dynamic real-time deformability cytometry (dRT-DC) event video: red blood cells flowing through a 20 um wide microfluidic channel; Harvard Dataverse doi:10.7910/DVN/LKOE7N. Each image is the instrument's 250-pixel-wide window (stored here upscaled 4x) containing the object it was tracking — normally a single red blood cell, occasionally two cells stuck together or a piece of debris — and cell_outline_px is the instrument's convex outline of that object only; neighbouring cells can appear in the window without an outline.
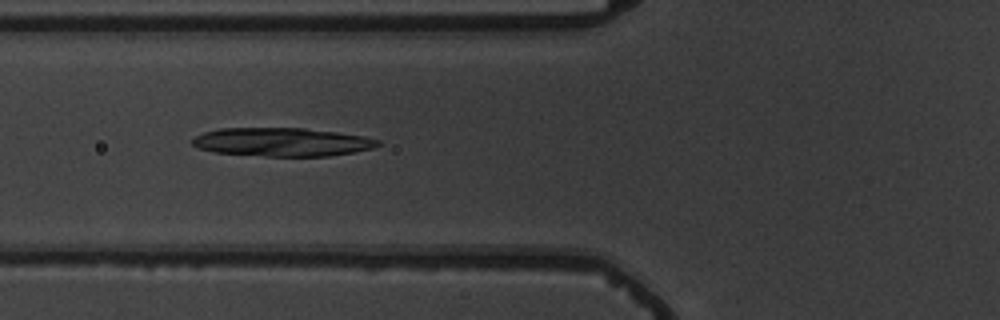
{"species": "common noctule bat (a hibernating species)", "species_latin": "Nyctalus noctula", "temperature_condition": "warm", "stored_images_in_passage": 9, "camera_frame_rate_fps": 3000, "um_per_image_px": 0.085, "animal": {"sex": "male", "body_mass_g": 19.5, "forearm_length_mm": 54.6}, "frame": {"image": 1, "passage_image": 7, "time_ms": 7.0, "image_size_px": [1000, 320], "cell_outline_px": [[380, 144], [372, 148], [352, 152], [328, 156], [264, 156], [212, 152], [200, 148], [192, 144], [192, 140], [196, 136], [204, 132], [220, 128], [304, 128], [336, 132], [364, 136], [380, 140]], "centroid_in_image_um": [23.96, 12.07], "position_along_channel_um": 101.8, "area_um2": 30.69}}
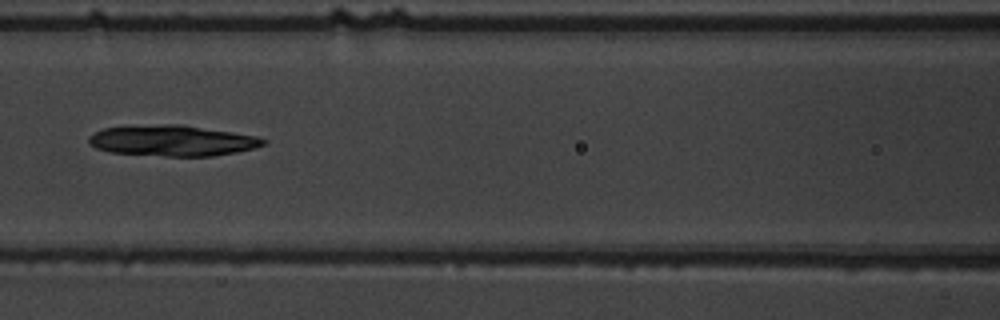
{"frame": {"image": 2, "passage_image": 8, "time_ms": 8.333, "image_size_px": [1000, 320], "cell_outline_px": [[268, 144], [256, 148], [236, 152], [212, 156], [164, 156], [108, 152], [96, 148], [88, 144], [88, 136], [104, 128], [164, 124], [180, 124], [232, 132], [256, 136], [268, 140]], "centroid_in_image_um": [14.67, 11.96], "position_along_channel_um": 151.9, "area_um2": 31.39}}
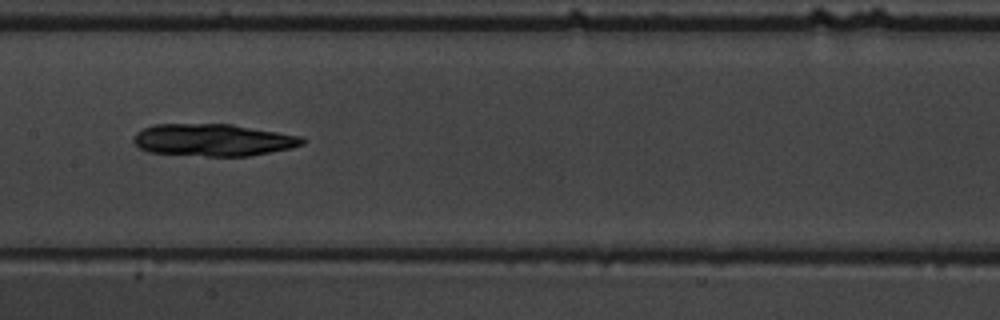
{"frame": {"image": 3, "passage_image": 9, "time_ms": 9.333, "image_size_px": [1000, 320], "cell_outline_px": [[304, 144], [288, 148], [248, 156], [204, 156], [148, 152], [140, 148], [132, 140], [136, 132], [152, 124], [232, 124], [304, 136]], "centroid_in_image_um": [18.1, 11.89], "position_along_channel_um": 189.3, "area_um2": 31.67}}